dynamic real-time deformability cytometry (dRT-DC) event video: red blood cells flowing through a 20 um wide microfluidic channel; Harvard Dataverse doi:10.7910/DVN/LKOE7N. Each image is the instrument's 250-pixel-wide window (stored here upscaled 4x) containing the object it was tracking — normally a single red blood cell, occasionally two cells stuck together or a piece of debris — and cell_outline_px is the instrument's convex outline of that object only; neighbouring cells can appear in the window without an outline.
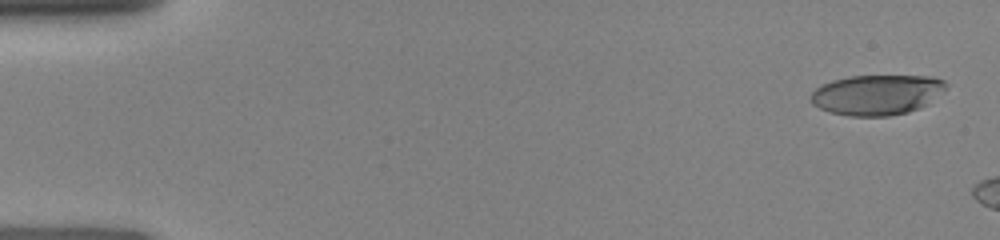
{"species": "human", "species_latin": "Homo sapiens", "temperature_condition": "room temperature", "stored_images_in_passage": 14, "camera_frame_rate_fps": 3000, "um_per_image_px": 0.085, "donor": {"sex": "female"}, "frame": {"image": 1, "passage_image": 1, "time_ms": 0.0, "image_size_px": [1000, 240], "cell_outline_px": [[948, 84], [944, 92], [920, 108], [908, 112], [888, 116], [848, 116], [828, 112], [812, 104], [808, 96], [816, 88], [832, 80], [852, 76], [928, 76], [944, 80]], "centroid_in_image_um": [74.53, 8.06], "position_along_channel_um": 10.5, "area_um2": 31.85}}